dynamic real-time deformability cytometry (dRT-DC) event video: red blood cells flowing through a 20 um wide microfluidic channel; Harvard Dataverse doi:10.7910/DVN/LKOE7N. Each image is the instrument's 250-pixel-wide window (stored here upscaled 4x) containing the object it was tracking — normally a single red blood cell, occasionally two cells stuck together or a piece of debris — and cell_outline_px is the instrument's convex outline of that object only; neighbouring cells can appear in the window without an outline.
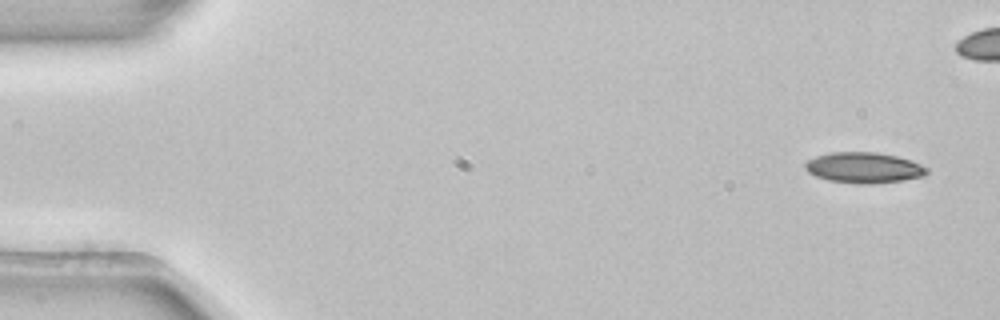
{"species": "common noctule bat (a hibernating species)", "species_latin": "Nyctalus noctula", "temperature_condition": "room temperature", "stored_images_in_passage": 5, "camera_frame_rate_fps": 3000, "um_per_image_px": 0.085, "animal": {"sex": "female", "body_mass_g": 22.7, "forearm_length_mm": 54.2}, "frame": {"image": 1, "passage_image": 1, "time_ms": 0.0, "image_size_px": [1000, 320], "cell_outline_px": [[928, 172], [924, 176], [904, 180], [872, 184], [864, 184], [828, 180], [816, 176], [808, 172], [804, 168], [804, 164], [808, 160], [816, 156], [832, 152], [876, 152], [896, 156], [920, 164], [928, 168]], "centroid_in_image_um": [73.42, 14.25], "position_along_channel_um": 11.6, "area_um2": 21.68}}
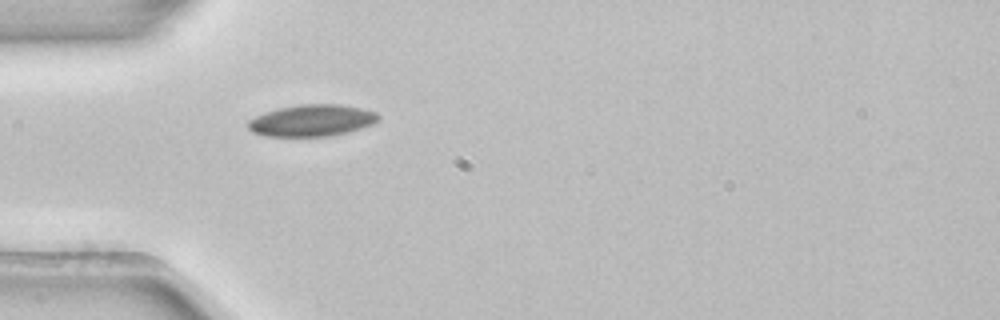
{"frame": {"image": 2, "passage_image": 5, "time_ms": 1.333, "image_size_px": [1000, 320], "cell_outline_px": [[380, 116], [372, 124], [348, 132], [328, 136], [264, 136], [252, 132], [248, 128], [248, 120], [264, 112], [276, 108], [300, 104], [340, 104], [360, 108], [376, 112]], "centroid_in_image_um": [26.47, 10.23], "position_along_channel_um": 58.5, "area_um2": 24.04}}